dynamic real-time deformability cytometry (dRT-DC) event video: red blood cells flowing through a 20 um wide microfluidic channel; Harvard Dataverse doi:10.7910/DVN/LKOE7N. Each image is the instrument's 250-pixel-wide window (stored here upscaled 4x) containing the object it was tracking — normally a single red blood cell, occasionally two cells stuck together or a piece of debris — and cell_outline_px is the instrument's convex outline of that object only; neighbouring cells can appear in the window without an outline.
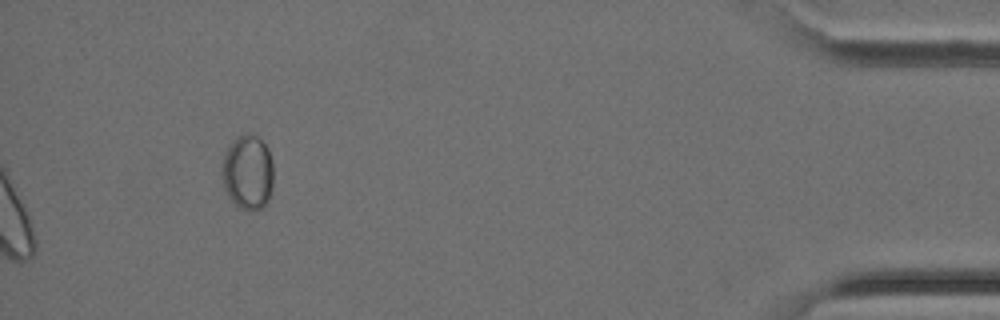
{"species": "Egyptian fruit bat (a non-hibernating species)", "species_latin": "Rousettus aegyptiacus", "temperature_condition": "cold", "stored_images_in_passage": 36, "camera_frame_rate_fps": 3000, "um_per_image_px": 0.085, "animal": {"sex": "female"}, "frame": {"image": 1, "passage_image": 36, "time_ms": 11.667, "image_size_px": [1000, 320], "cell_outline_px": [[272, 188], [268, 200], [260, 208], [248, 212], [240, 208], [228, 196], [224, 188], [224, 156], [228, 148], [240, 136], [256, 136], [268, 148], [272, 160]], "centroid_in_image_um": [21.1, 14.71], "position_along_channel_um": 414.1, "area_um2": 21.62}}